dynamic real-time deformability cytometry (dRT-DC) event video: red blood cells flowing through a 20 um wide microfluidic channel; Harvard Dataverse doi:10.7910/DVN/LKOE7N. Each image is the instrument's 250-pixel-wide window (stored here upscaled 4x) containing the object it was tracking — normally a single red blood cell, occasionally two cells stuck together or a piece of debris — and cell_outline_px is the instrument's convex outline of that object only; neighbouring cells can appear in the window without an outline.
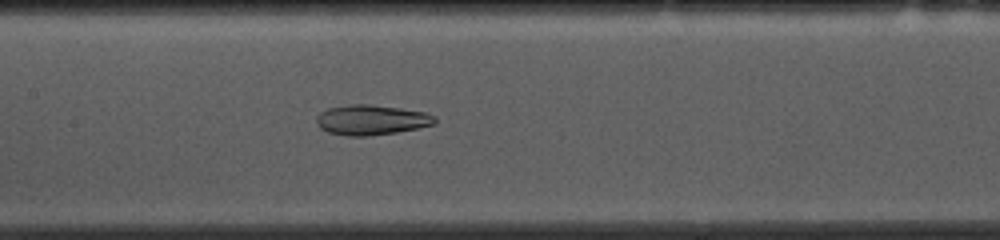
{"species": "common noctule bat (a hibernating species)", "species_latin": "Nyctalus noctula", "temperature_condition": "cold", "stored_images_in_passage": 46, "camera_frame_rate_fps": 3000, "um_per_image_px": 0.085, "animal": {"sex": "female", "body_mass_g": 10.0, "forearm_length_mm": 53.1}, "frame": {"image": 1, "passage_image": 17, "time_ms": 5.333, "image_size_px": [1000, 240], "cell_outline_px": [[436, 124], [396, 132], [368, 136], [348, 136], [328, 132], [320, 128], [316, 124], [316, 116], [320, 112], [328, 108], [352, 104], [368, 104], [400, 108], [424, 112], [436, 116]], "centroid_in_image_um": [31.55, 10.19], "position_along_channel_um": 175.9, "area_um2": 20.75}}
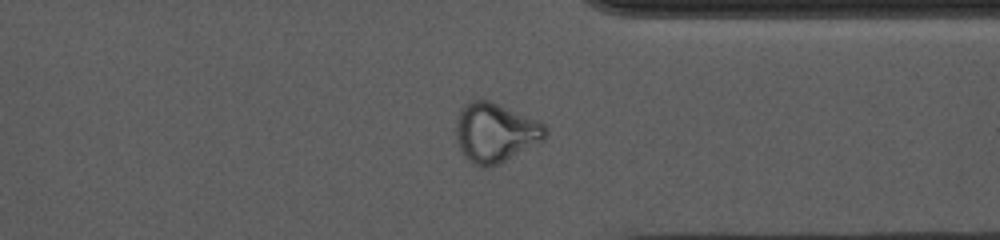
{"frame": {"image": 2, "passage_image": 33, "time_ms": 10.667, "image_size_px": [1000, 240], "cell_outline_px": [[548, 132], [544, 140], [496, 164], [476, 164], [468, 160], [464, 156], [456, 140], [456, 120], [464, 104], [476, 100], [488, 100], [536, 120], [544, 124], [548, 128]], "centroid_in_image_um": [42.1, 11.24], "position_along_channel_um": 369.3, "area_um2": 30.0}}
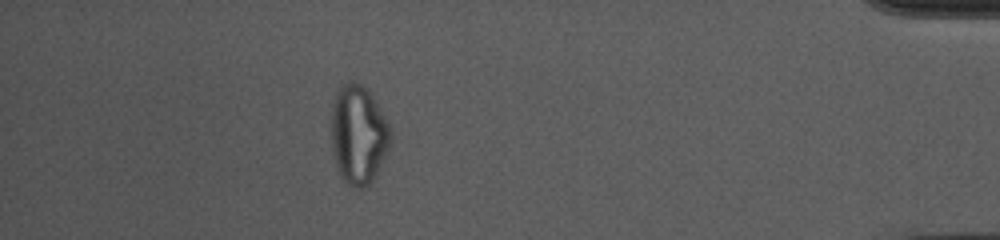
{"frame": {"image": 3, "passage_image": 40, "time_ms": 13.0, "image_size_px": [1000, 240], "cell_outline_px": [[392, 136], [388, 152], [372, 180], [364, 188], [356, 188], [348, 184], [340, 176], [336, 168], [328, 128], [328, 120], [332, 104], [336, 92], [340, 84], [352, 80], [356, 80], [368, 88], [372, 92], [392, 128]], "centroid_in_image_um": [30.44, 11.36], "position_along_channel_um": 404.8, "area_um2": 35.72}, "authors_computed_cell_mechanics": {"area_um2": 24.3049, "velocity_mm_per_s": 3.7009, "shape_relaxation_time_tau1_ms": null, "shape_relaxation_time_tau2_ms": 3.0105, "deformation_change_tau1": null, "deformation_change_tau2": 0.0969}}